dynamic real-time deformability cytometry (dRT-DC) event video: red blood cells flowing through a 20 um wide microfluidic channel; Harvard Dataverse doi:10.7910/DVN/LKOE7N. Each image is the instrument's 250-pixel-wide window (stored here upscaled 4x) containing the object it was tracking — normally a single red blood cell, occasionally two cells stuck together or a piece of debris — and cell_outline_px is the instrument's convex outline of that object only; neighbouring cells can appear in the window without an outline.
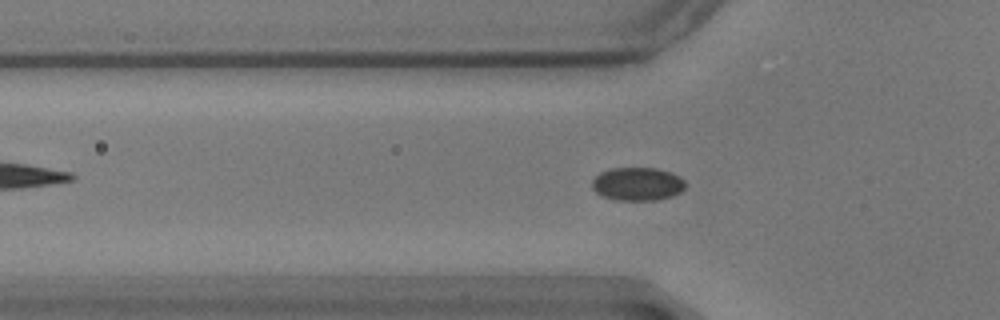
{"species": "common noctule bat (a hibernating species)", "species_latin": "Nyctalus noctula", "temperature_condition": "warm", "stored_images_in_passage": 53, "camera_frame_rate_fps": 3000, "um_per_image_px": 0.085, "animal": {"sex": "male", "body_mass_g": 17.9}, "frame": {"image": 1, "passage_image": 19, "time_ms": 6.0, "image_size_px": [1000, 320], "cell_outline_px": [[684, 188], [680, 192], [672, 196], [656, 200], [616, 200], [604, 196], [596, 192], [592, 188], [592, 180], [600, 172], [612, 168], [656, 168], [672, 172], [680, 176], [684, 180]], "centroid_in_image_um": [54.19, 15.63], "position_along_channel_um": 71.6, "area_um2": 18.09}}
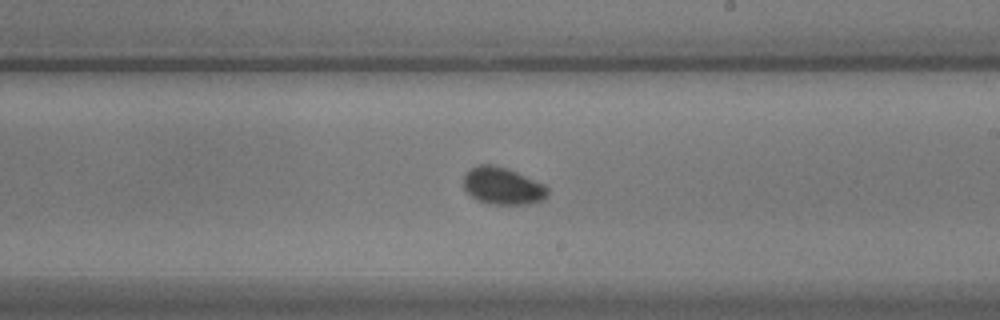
{"frame": {"image": 2, "passage_image": 34, "time_ms": 11.0, "image_size_px": [1000, 320], "cell_outline_px": [[548, 196], [544, 200], [528, 204], [488, 204], [476, 200], [464, 188], [464, 172], [476, 164], [492, 164], [508, 168], [544, 184], [548, 188]], "centroid_in_image_um": [42.71, 15.8], "position_along_channel_um": 246.3, "area_um2": 18.5}}
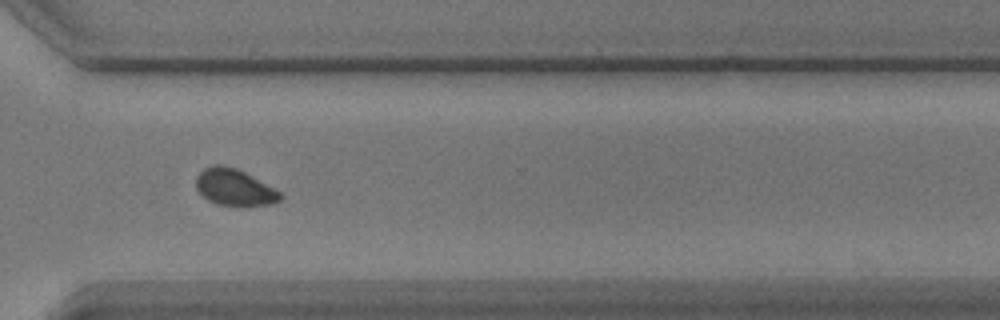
{"frame": {"image": 3, "passage_image": 43, "time_ms": 14.0, "image_size_px": [1000, 320], "cell_outline_px": [[284, 196], [280, 200], [272, 204], [216, 204], [208, 200], [196, 188], [196, 176], [204, 168], [212, 164], [224, 164], [236, 168], [244, 172], [280, 192]], "centroid_in_image_um": [19.89, 15.88], "position_along_channel_um": 350.7, "area_um2": 17.51}}